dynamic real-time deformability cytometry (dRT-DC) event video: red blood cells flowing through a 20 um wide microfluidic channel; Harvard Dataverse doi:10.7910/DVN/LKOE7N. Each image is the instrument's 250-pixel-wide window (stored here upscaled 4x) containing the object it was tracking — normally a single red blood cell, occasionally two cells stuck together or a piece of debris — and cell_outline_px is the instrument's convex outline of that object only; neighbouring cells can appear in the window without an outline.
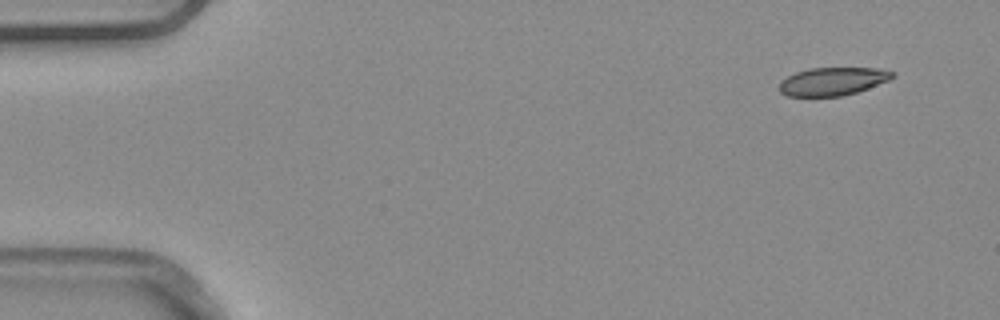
{"species": "common noctule bat (a hibernating species)", "species_latin": "Nyctalus noctula", "temperature_condition": "warm", "stored_images_in_passage": 4, "camera_frame_rate_fps": 3000, "um_per_image_px": 0.085, "animal": {"sex": "male", "body_mass_g": 20.4}, "frame": {"image": 1, "passage_image": 1, "time_ms": 0.0, "image_size_px": [1000, 320], "cell_outline_px": [[896, 76], [888, 80], [868, 88], [856, 92], [840, 96], [788, 96], [780, 92], [780, 80], [796, 72], [808, 68], [876, 68], [896, 72]], "centroid_in_image_um": [70.78, 6.91], "position_along_channel_um": 14.2, "area_um2": 18.44}}
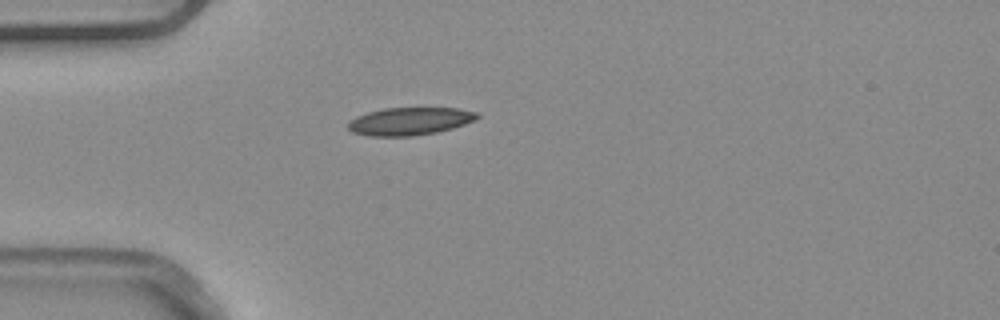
{"frame": {"image": 2, "passage_image": 4, "time_ms": 1.0, "image_size_px": [1000, 320], "cell_outline_px": [[480, 116], [476, 120], [452, 128], [436, 132], [412, 136], [372, 136], [352, 132], [348, 128], [348, 124], [356, 116], [368, 112], [384, 108], [460, 108], [476, 112]], "centroid_in_image_um": [34.85, 10.3], "position_along_channel_um": 50.2, "area_um2": 20.75}}